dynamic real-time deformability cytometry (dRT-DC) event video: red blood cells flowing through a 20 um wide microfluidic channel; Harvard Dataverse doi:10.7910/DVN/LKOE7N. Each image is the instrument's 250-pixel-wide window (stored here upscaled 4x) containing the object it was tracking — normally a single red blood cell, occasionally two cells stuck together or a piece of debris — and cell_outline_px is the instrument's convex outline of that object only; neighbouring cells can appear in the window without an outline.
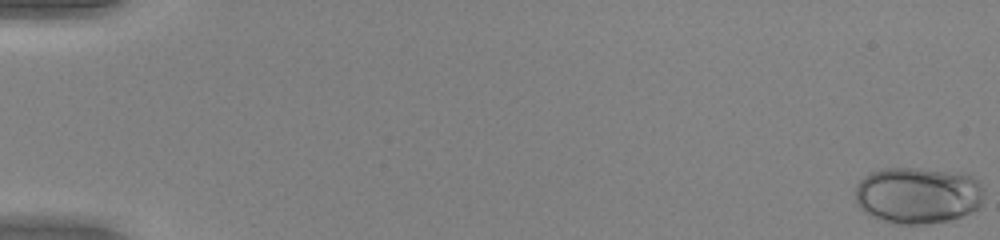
{"species": "human", "species_latin": "Homo sapiens", "temperature_condition": "warm", "stored_images_in_passage": 34, "camera_frame_rate_fps": 3000, "um_per_image_px": 0.085, "donor": {"sex": "female"}, "frame": {"image": 1, "passage_image": 1, "time_ms": 0.0, "image_size_px": [1000, 240], "cell_outline_px": [[984, 192], [980, 208], [972, 212], [948, 220], [924, 224], [896, 224], [872, 216], [864, 212], [856, 204], [856, 184], [864, 176], [872, 172], [884, 168], [920, 168], [964, 172], [972, 176], [984, 188]], "centroid_in_image_um": [78.04, 16.58], "position_along_channel_um": 7.0, "area_um2": 42.95}}
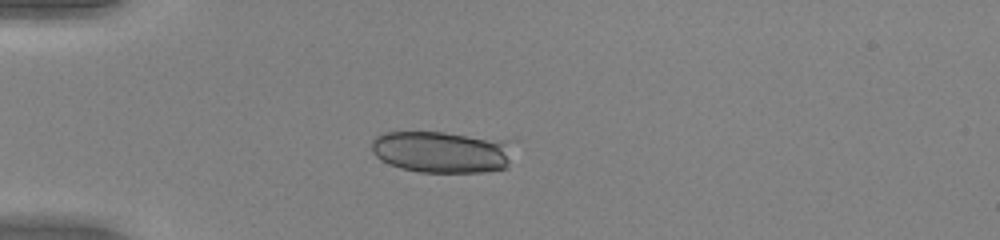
{"frame": {"image": 2, "passage_image": 16, "time_ms": 5.0, "image_size_px": [1000, 240], "cell_outline_px": [[516, 140], [508, 168], [484, 172], [420, 172], [400, 168], [388, 164], [380, 160], [372, 152], [372, 140], [376, 136], [384, 132], [444, 132]], "centroid_in_image_um": [37.65, 12.9], "position_along_channel_um": 47.3, "area_um2": 35.55}}
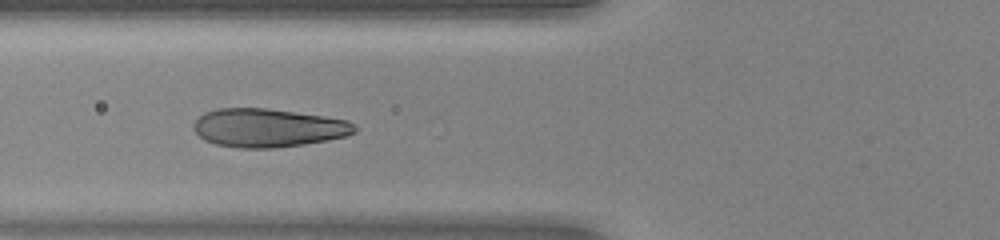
{"frame": {"image": 3, "passage_image": 22, "time_ms": 7.0, "image_size_px": [1000, 240], "cell_outline_px": [[356, 132], [344, 136], [328, 140], [304, 144], [272, 148], [240, 148], [216, 144], [204, 140], [192, 128], [192, 124], [204, 112], [216, 108], [264, 108], [324, 116], [348, 120], [356, 124]], "centroid_in_image_um": [22.77, 10.86], "position_along_channel_um": 103.0, "area_um2": 36.13}}